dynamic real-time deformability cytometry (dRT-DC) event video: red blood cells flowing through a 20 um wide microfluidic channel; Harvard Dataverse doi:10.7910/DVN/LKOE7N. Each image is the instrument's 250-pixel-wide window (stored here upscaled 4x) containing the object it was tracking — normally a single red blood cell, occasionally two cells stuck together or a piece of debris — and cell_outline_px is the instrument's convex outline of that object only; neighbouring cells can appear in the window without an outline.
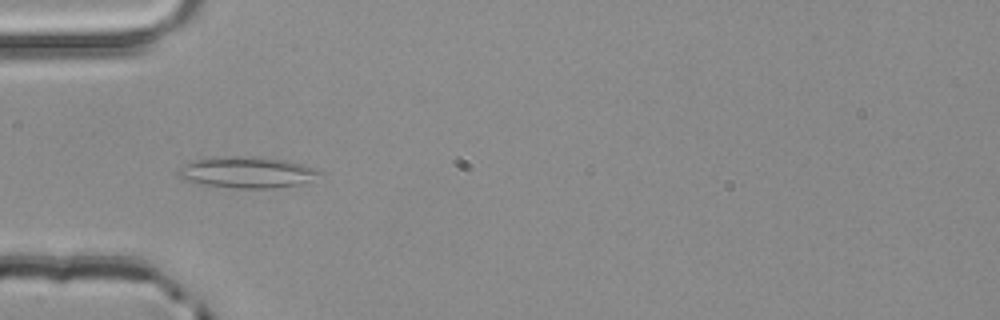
{"species": "common noctule bat (a hibernating species)", "species_latin": "Nyctalus noctula", "temperature_condition": "room temperature", "stored_images_in_passage": 4, "camera_frame_rate_fps": 3000, "um_per_image_px": 0.085, "animal": {"sex": "male", "body_mass_g": 20.4}, "frame": {"image": 1, "passage_image": 3, "time_ms": 0.667, "image_size_px": [1000, 320], "cell_outline_px": [[324, 172], [300, 184], [276, 188], [236, 188], [200, 184], [180, 180], [176, 172], [184, 164], [196, 160], [216, 156], [252, 156], [288, 160], [304, 164], [316, 168]], "centroid_in_image_um": [20.96, 14.64], "position_along_channel_um": 64.0, "area_um2": 26.01}}
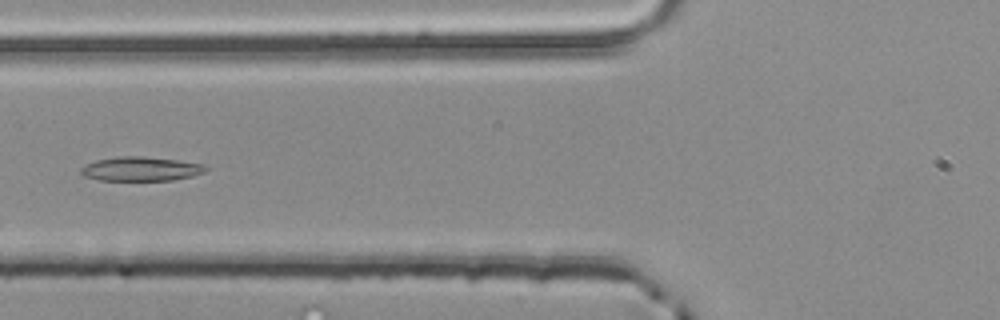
{"frame": {"image": 2, "passage_image": 4, "time_ms": 1.0, "image_size_px": [1000, 320], "cell_outline_px": [[208, 168], [204, 172], [192, 176], [172, 180], [100, 180], [84, 176], [80, 172], [80, 168], [84, 164], [96, 160], [116, 156], [144, 156], [180, 160], [204, 164]], "centroid_in_image_um": [11.96, 14.34], "position_along_channel_um": 113.8, "area_um2": 17.74}}